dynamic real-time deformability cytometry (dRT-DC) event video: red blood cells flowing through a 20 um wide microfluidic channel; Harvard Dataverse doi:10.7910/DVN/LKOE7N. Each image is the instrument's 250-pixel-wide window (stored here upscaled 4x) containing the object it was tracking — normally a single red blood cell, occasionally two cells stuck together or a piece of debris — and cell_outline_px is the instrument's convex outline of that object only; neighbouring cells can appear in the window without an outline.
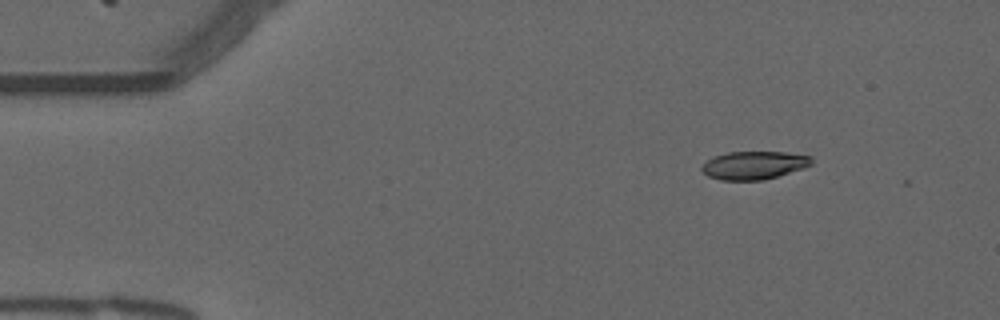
{"species": "common noctule bat (a hibernating species)", "species_latin": "Nyctalus noctula", "temperature_condition": "warm", "stored_images_in_passage": 5, "camera_frame_rate_fps": 3000, "um_per_image_px": 0.085, "animal": {"sex": "male", "forearm_length_mm": 52.5}, "frame": {"image": 1, "passage_image": 1, "time_ms": 0.0, "image_size_px": [1000, 320], "cell_outline_px": [[812, 164], [804, 168], [764, 180], [720, 180], [708, 176], [700, 168], [708, 160], [716, 156], [728, 152], [784, 152], [812, 156]], "centroid_in_image_um": [64.11, 14.05], "position_along_channel_um": 20.9, "area_um2": 17.86}}